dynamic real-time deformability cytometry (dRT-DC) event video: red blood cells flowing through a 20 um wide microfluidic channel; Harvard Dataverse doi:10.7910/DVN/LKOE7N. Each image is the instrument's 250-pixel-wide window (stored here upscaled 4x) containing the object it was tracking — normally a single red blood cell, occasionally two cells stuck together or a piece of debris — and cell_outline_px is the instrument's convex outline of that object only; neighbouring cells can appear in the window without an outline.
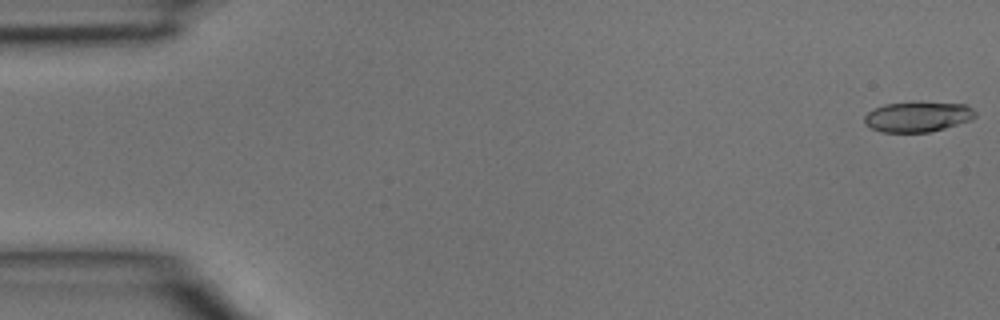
{"species": "common noctule bat (a hibernating species)", "species_latin": "Nyctalus noctula", "temperature_condition": "room temperature", "stored_images_in_passage": 3, "camera_frame_rate_fps": 3000, "um_per_image_px": 0.085, "animal": {"sex": "male", "body_mass_g": 15.6}, "frame": {"image": 1, "passage_image": 1, "time_ms": 0.0, "image_size_px": [1000, 320], "cell_outline_px": [[976, 116], [972, 120], [944, 128], [928, 132], [880, 132], [864, 124], [864, 116], [872, 108], [884, 104], [920, 100], [964, 104], [972, 108], [976, 112]], "centroid_in_image_um": [78.0, 9.89], "position_along_channel_um": 7.0, "area_um2": 20.17}}